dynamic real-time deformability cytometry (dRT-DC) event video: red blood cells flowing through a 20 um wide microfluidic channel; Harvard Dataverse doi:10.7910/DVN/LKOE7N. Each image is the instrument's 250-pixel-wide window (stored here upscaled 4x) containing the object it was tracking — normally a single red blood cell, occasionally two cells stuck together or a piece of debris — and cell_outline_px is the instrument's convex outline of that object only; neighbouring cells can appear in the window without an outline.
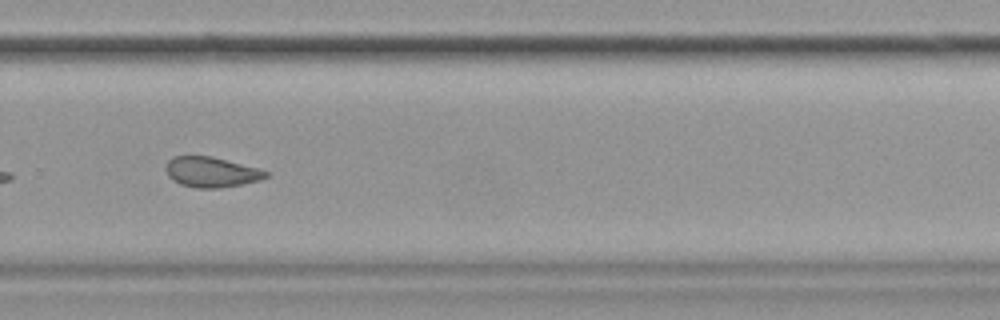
{"species": "common noctule bat (a hibernating species)", "species_latin": "Nyctalus noctula", "temperature_condition": "cold", "stored_images_in_passage": 46, "segment_of_instrument_passage": [2, 2], "camera_frame_rate_fps": 3000, "um_per_image_px": 0.085, "animal": {"sex": "female", "body_mass_g": 19.9}, "frame": {"image": 1, "passage_image": 39, "time_ms": 12.667, "image_size_px": [1000, 320], "cell_outline_px": [[268, 176], [260, 180], [244, 184], [220, 188], [196, 188], [180, 184], [172, 180], [168, 176], [164, 168], [168, 160], [172, 156], [212, 156], [256, 168], [268, 172]], "centroid_in_image_um": [17.91, 14.63], "position_along_channel_um": 311.9, "area_um2": 17.69}}
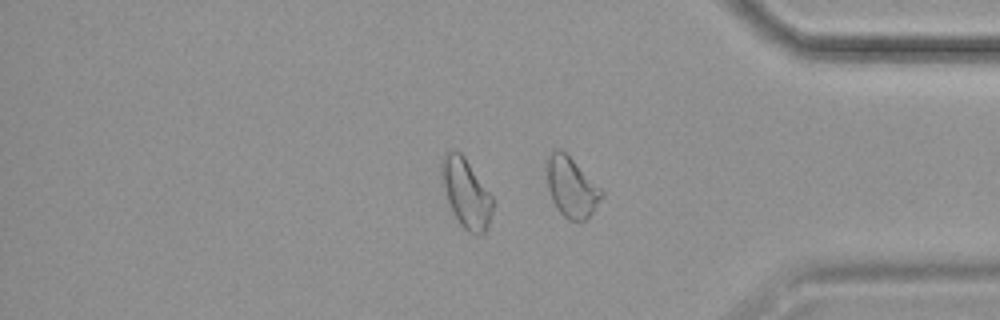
{"frame": {"image": 2, "passage_image": 46, "time_ms": 15.0, "image_size_px": [1000, 320], "cell_outline_px": [[604, 196], [592, 212], [584, 220], [568, 220], [560, 212], [552, 200], [548, 188], [544, 160], [556, 148], [560, 148], [604, 192]], "centroid_in_image_um": [48.53, 15.89], "position_along_channel_um": 386.7, "area_um2": 18.96}}